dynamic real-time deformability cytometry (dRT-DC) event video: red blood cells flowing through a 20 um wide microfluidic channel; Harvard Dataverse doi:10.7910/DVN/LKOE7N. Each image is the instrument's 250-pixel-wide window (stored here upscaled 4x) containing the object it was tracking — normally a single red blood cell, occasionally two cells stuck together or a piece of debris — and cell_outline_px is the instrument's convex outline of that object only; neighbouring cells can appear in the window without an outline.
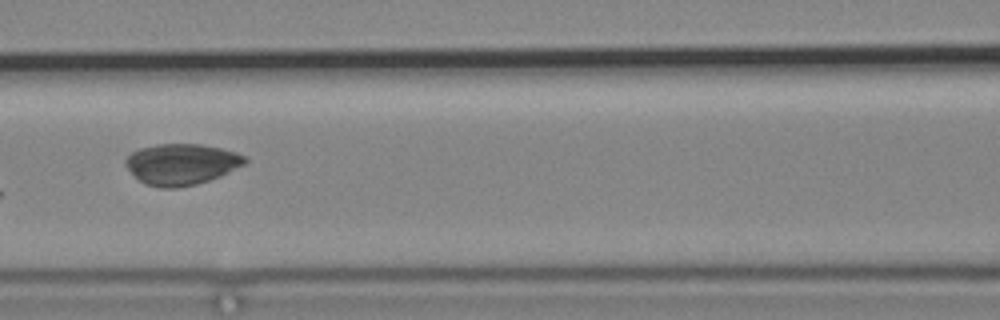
{"species": "common noctule bat (a hibernating species)", "species_latin": "Nyctalus noctula", "temperature_condition": "cold", "stored_images_in_passage": 3, "camera_frame_rate_fps": 3000, "um_per_image_px": 0.085, "animal": {"sex": "male", "body_mass_g": 19.2, "forearm_length_mm": 51.8}, "frame": {"image": 1, "passage_image": 3, "time_ms": 2.667, "image_size_px": [1000, 320], "cell_outline_px": [[248, 160], [244, 164], [220, 176], [196, 184], [176, 188], [160, 188], [148, 184], [140, 180], [124, 164], [124, 160], [132, 152], [140, 148], [156, 144], [200, 144], [220, 148], [236, 152], [248, 156]], "centroid_in_image_um": [15.44, 13.94], "position_along_channel_um": 151.2, "area_um2": 28.38}}